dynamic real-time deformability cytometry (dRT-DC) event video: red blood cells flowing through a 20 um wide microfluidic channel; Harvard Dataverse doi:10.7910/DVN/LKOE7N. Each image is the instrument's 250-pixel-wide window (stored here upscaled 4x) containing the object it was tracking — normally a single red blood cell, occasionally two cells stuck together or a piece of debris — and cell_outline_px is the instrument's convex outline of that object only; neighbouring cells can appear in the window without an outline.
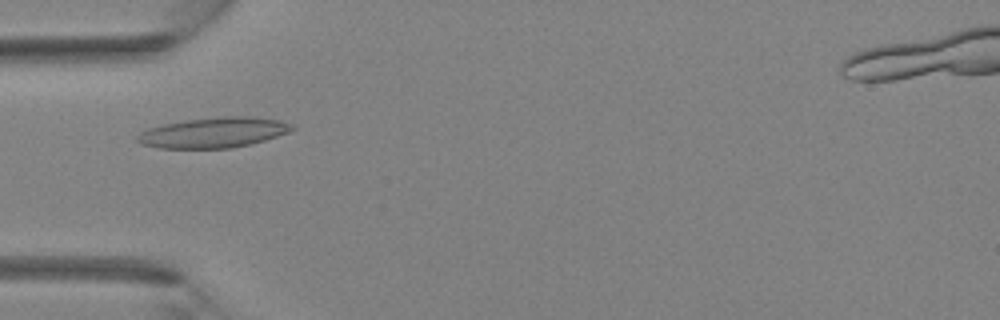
{"species": "Egyptian fruit bat (a non-hibernating species)", "species_latin": "Rousettus aegyptiacus", "temperature_condition": "room temperature", "stored_images_in_passage": 41, "camera_frame_rate_fps": 3000, "um_per_image_px": 0.085, "animal": {"sex": "female"}, "frame": {"image": 1, "passage_image": 13, "time_ms": 4.0, "image_size_px": [1000, 320], "cell_outline_px": [[296, 128], [288, 132], [252, 144], [232, 148], [160, 148], [140, 144], [136, 140], [136, 136], [140, 132], [148, 128], [164, 124], [188, 120], [224, 116], [252, 116], [280, 120], [292, 124]], "centroid_in_image_um": [18.16, 11.27], "position_along_channel_um": 66.8, "area_um2": 27.34}}
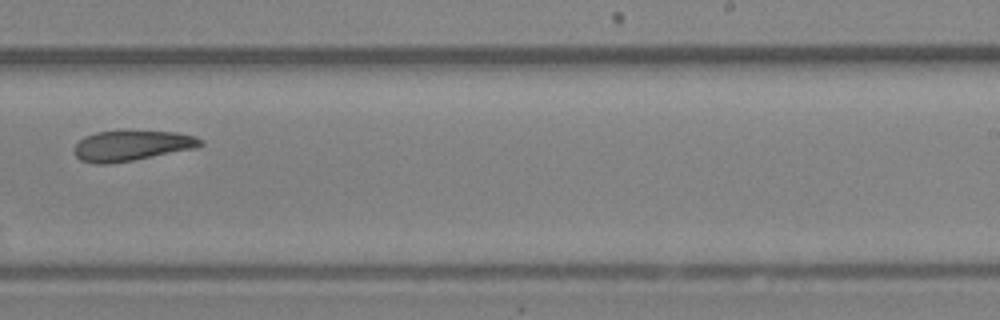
{"frame": {"image": 2, "passage_image": 26, "time_ms": 8.333, "image_size_px": [1000, 320], "cell_outline_px": [[204, 144], [196, 148], [132, 160], [104, 164], [96, 164], [80, 160], [76, 156], [72, 148], [84, 136], [96, 132], [124, 128], [176, 132], [192, 136], [200, 140]], "centroid_in_image_um": [11.14, 12.33], "position_along_channel_um": 277.9, "area_um2": 22.95}}
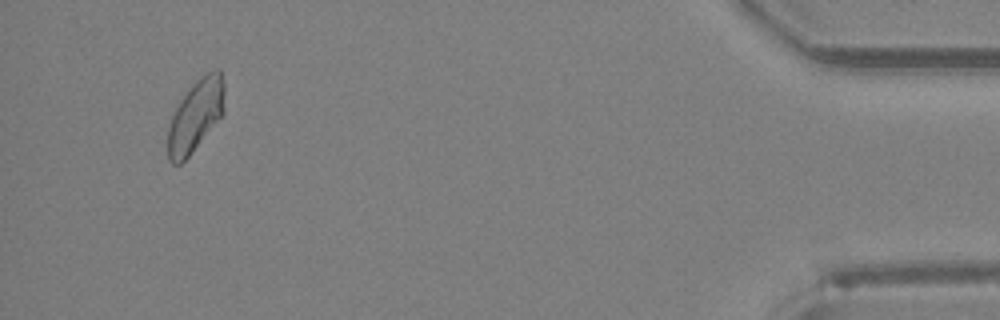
{"frame": {"image": 3, "passage_image": 39, "time_ms": 12.667, "image_size_px": [1000, 320], "cell_outline_px": [[224, 112], [188, 156], [180, 164], [172, 164], [168, 160], [168, 128], [172, 116], [180, 100], [188, 88], [200, 76], [216, 68], [220, 68], [224, 84]], "centroid_in_image_um": [16.63, 9.79], "position_along_channel_um": 418.6, "area_um2": 23.47}}